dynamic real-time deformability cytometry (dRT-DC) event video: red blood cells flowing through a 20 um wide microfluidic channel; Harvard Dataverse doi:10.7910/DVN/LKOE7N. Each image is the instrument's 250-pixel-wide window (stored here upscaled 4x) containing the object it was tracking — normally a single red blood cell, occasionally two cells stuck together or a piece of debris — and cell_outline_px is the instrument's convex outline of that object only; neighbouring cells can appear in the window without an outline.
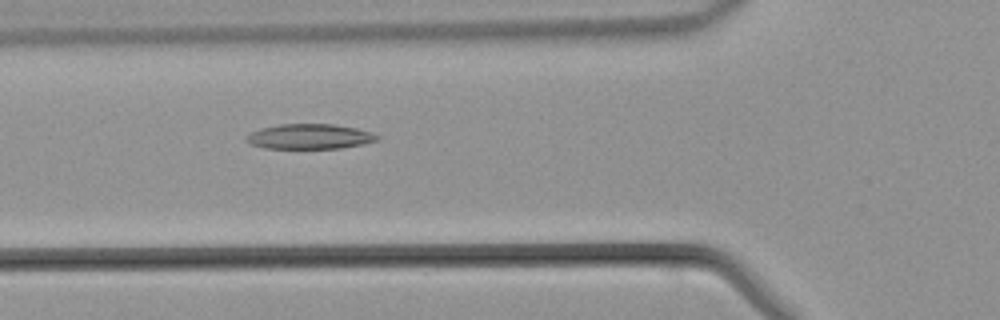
{"species": "common noctule bat (a hibernating species)", "species_latin": "Nyctalus noctula", "temperature_condition": "warm", "stored_images_in_passage": 40, "camera_frame_rate_fps": 3000, "um_per_image_px": 0.085, "animal": {"sex": "male", "body_mass_g": 21.5, "forearm_length_mm": 52.0}, "frame": {"image": 1, "passage_image": 11, "time_ms": 3.333, "image_size_px": [1000, 320], "cell_outline_px": [[380, 140], [364, 144], [340, 148], [264, 148], [252, 144], [244, 140], [252, 132], [260, 128], [280, 124], [332, 124], [356, 128], [372, 132], [380, 136]], "centroid_in_image_um": [26.37, 11.6], "position_along_channel_um": 99.4, "area_um2": 19.07}}
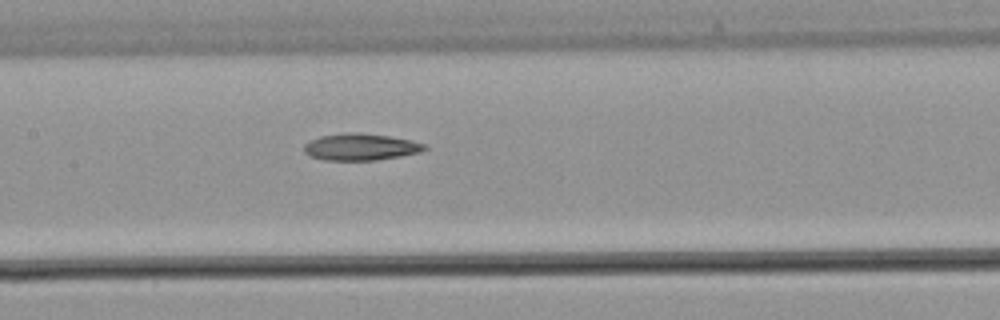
{"frame": {"image": 2, "passage_image": 16, "time_ms": 5.0, "image_size_px": [1000, 320], "cell_outline_px": [[428, 148], [420, 152], [400, 156], [376, 160], [324, 160], [308, 156], [304, 152], [304, 144], [320, 136], [348, 132], [356, 132], [388, 136], [428, 144]], "centroid_in_image_um": [30.64, 12.49], "position_along_channel_um": 176.8, "area_um2": 18.79}}
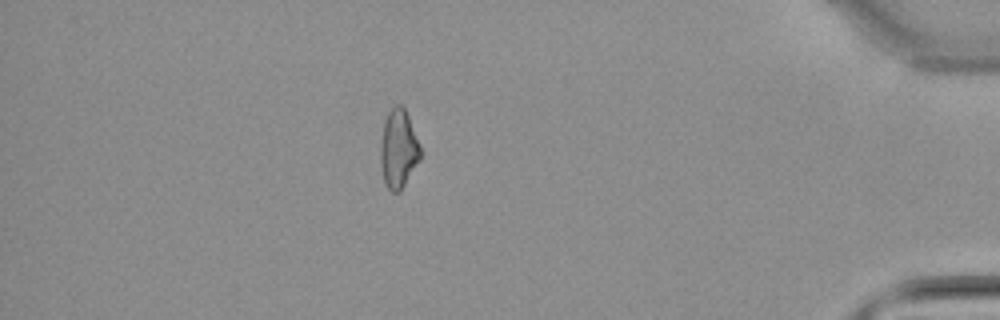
{"frame": {"image": 3, "passage_image": 34, "time_ms": 11.0, "image_size_px": [1000, 320], "cell_outline_px": [[420, 160], [400, 192], [392, 192], [388, 188], [384, 180], [380, 164], [380, 144], [384, 120], [388, 112], [396, 104], [400, 104], [404, 108], [408, 116], [420, 144]], "centroid_in_image_um": [33.86, 12.66], "position_along_channel_um": 401.3, "area_um2": 18.32}}